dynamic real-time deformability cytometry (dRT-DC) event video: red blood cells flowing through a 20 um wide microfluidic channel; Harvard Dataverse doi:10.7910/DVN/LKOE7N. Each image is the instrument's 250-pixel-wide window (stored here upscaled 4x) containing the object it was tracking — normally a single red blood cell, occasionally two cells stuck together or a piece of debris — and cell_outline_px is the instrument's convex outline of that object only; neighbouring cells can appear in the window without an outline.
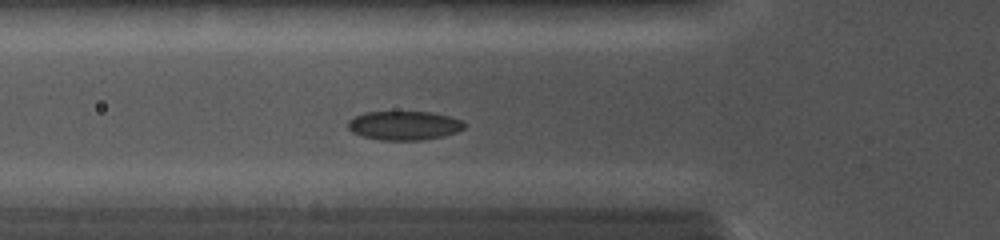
{"species": "common noctule bat (a hibernating species)", "species_latin": "Nyctalus noctula", "temperature_condition": "cold", "stored_images_in_passage": 36, "camera_frame_rate_fps": 5000, "um_per_image_px": 0.085, "animal": {"sex": "female", "body_mass_g": 19.0, "forearm_length_mm": 56.7}, "frame": {"image": 1, "passage_image": 9, "time_ms": 3.8, "image_size_px": [1000, 240], "cell_outline_px": [[464, 128], [456, 132], [440, 136], [420, 140], [380, 140], [364, 136], [352, 132], [348, 128], [348, 120], [364, 112], [432, 112], [448, 116], [460, 120], [464, 124]], "centroid_in_image_um": [34.31, 10.66], "position_along_channel_um": 91.5, "area_um2": 19.36}}
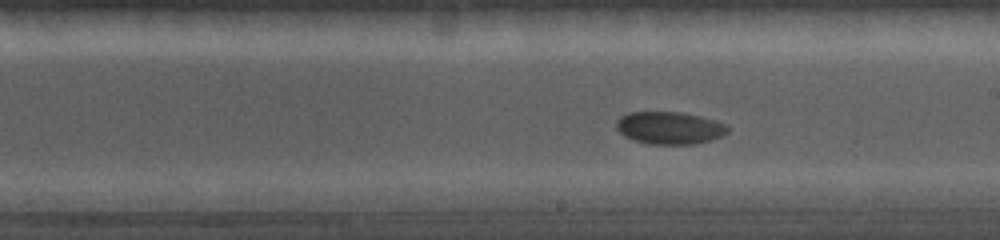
{"frame": {"image": 2, "passage_image": 22, "time_ms": 7.2, "image_size_px": [1000, 240], "cell_outline_px": [[728, 132], [720, 136], [708, 140], [692, 144], [648, 144], [624, 136], [616, 128], [616, 120], [620, 116], [628, 112], [680, 112], [700, 116], [716, 120], [728, 124]], "centroid_in_image_um": [56.89, 10.86], "position_along_channel_um": 232.1, "area_um2": 21.04}}
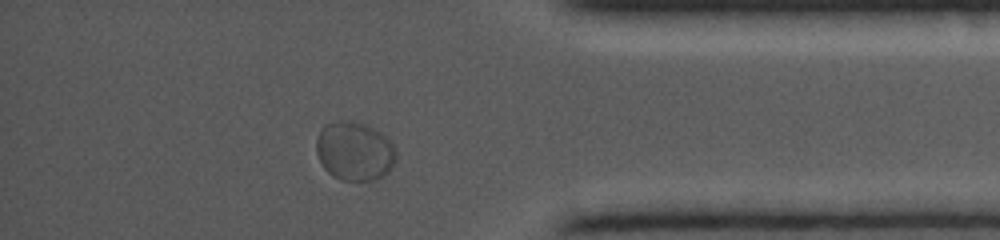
{"frame": {"image": 3, "passage_image": 33, "time_ms": 11.6, "image_size_px": [1000, 240], "cell_outline_px": [[396, 160], [388, 172], [376, 180], [340, 180], [332, 176], [320, 164], [316, 152], [316, 140], [320, 128], [324, 124], [340, 120], [352, 120], [364, 124], [380, 132], [392, 144], [396, 152]], "centroid_in_image_um": [30.1, 12.84], "position_along_channel_um": 405.1, "area_um2": 27.63}}